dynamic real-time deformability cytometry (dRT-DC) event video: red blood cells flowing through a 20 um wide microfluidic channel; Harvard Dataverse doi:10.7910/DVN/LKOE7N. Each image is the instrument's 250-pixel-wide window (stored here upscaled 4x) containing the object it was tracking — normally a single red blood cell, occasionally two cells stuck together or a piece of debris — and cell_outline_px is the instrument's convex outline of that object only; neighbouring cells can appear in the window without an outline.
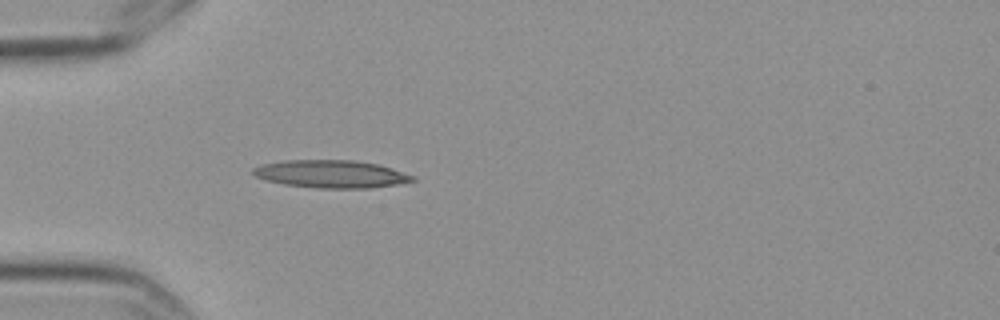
{"species": "Egyptian fruit bat (a non-hibernating species)", "species_latin": "Rousettus aegyptiacus", "temperature_condition": "cold", "stored_images_in_passage": 7, "camera_frame_rate_fps": 3000, "um_per_image_px": 0.085, "frame": {"image": 1, "passage_image": 7, "time_ms": 2.0, "image_size_px": [1000, 320], "cell_outline_px": [[416, 180], [396, 184], [368, 188], [316, 188], [284, 184], [268, 180], [256, 176], [252, 172], [252, 168], [260, 164], [284, 160], [356, 160], [380, 164], [416, 176]], "centroid_in_image_um": [28.16, 14.78], "position_along_channel_um": 56.8, "area_um2": 25.84}}